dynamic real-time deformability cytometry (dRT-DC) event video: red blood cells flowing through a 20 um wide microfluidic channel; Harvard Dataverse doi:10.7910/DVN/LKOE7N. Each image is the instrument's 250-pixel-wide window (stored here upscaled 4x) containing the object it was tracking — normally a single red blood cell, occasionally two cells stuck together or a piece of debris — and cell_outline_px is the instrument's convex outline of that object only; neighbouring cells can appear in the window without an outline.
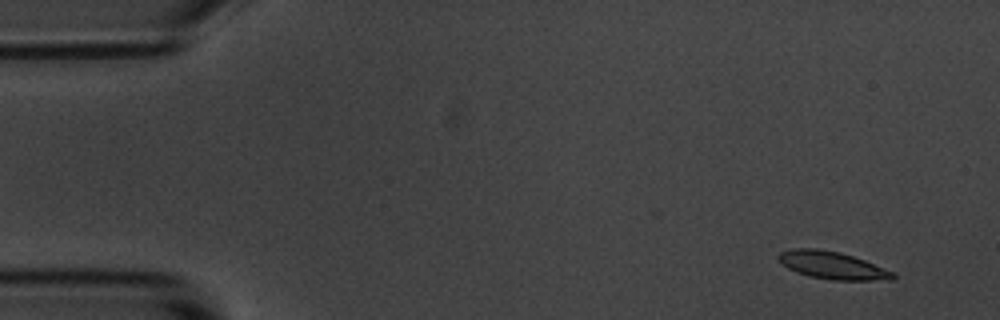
{"species": "common noctule bat (a hibernating species)", "species_latin": "Nyctalus noctula", "temperature_condition": "room temperature", "stored_images_in_passage": 6, "camera_frame_rate_fps": 3000, "um_per_image_px": 0.085, "animal": {"sex": "male", "body_mass_g": 20.1, "forearm_length_mm": 53.5}, "frame": {"image": 1, "passage_image": 1, "time_ms": 0.0, "image_size_px": [1000, 320], "cell_outline_px": [[896, 276], [892, 280], [832, 280], [808, 276], [796, 272], [788, 268], [776, 256], [780, 252], [792, 248], [816, 248], [840, 252], [864, 260], [896, 272]], "centroid_in_image_um": [70.77, 22.55], "position_along_channel_um": 14.2, "area_um2": 18.44}}
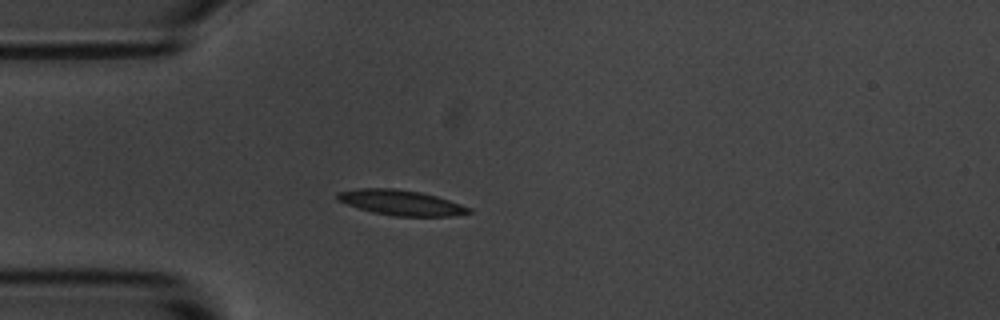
{"frame": {"image": 2, "passage_image": 4, "time_ms": 3.667, "image_size_px": [1000, 320], "cell_outline_px": [[472, 212], [456, 216], [396, 216], [372, 212], [336, 200], [336, 192], [356, 188], [396, 188], [420, 192], [436, 196], [472, 208]], "centroid_in_image_um": [34.07, 17.22], "position_along_channel_um": 50.9, "area_um2": 19.36}}